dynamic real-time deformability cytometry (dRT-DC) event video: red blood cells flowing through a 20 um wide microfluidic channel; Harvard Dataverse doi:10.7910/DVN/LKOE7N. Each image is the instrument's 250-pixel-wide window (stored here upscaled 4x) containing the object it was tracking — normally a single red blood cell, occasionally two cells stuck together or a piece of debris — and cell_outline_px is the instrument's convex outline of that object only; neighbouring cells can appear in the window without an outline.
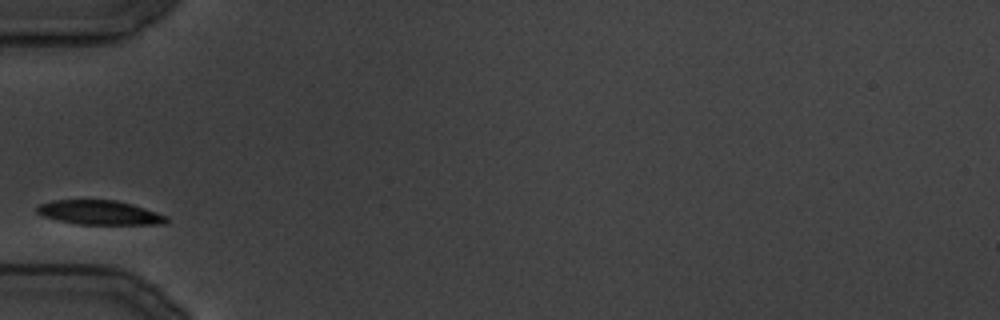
{"species": "common noctule bat (a hibernating species)", "species_latin": "Nyctalus noctula", "temperature_condition": "cold", "stored_images_in_passage": 70, "camera_frame_rate_fps": 3000, "um_per_image_px": 0.085, "animal": {"sex": "male", "body_mass_g": 19.5, "forearm_length_mm": 54.6}, "frame": {"image": 1, "passage_image": 1, "time_ms": 0.0, "image_size_px": [1000, 320], "cell_outline_px": [[168, 220], [164, 224], [80, 224], [56, 220], [40, 216], [36, 212], [36, 208], [40, 204], [52, 200], [116, 200], [132, 204], [156, 212], [164, 216]], "centroid_in_image_um": [8.39, 18.06], "position_along_channel_um": 76.6, "area_um2": 18.21}}
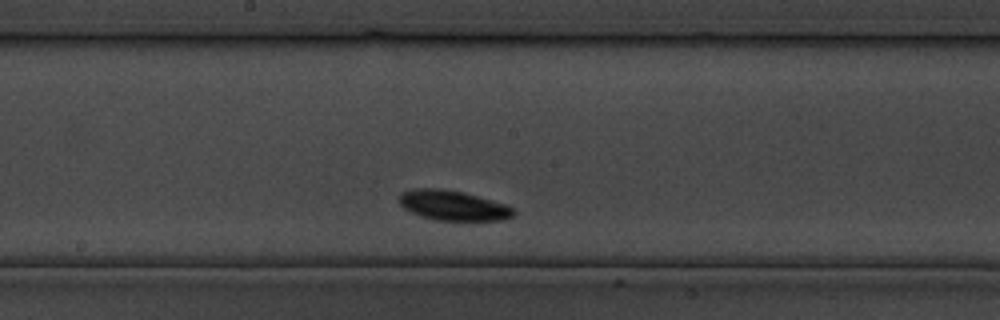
{"frame": {"image": 2, "passage_image": 29, "time_ms": 9.333, "image_size_px": [1000, 320], "cell_outline_px": [[516, 212], [512, 216], [504, 220], [436, 220], [420, 216], [404, 208], [400, 204], [400, 192], [412, 188], [440, 188], [460, 192], [476, 196], [504, 204], [512, 208]], "centroid_in_image_um": [38.47, 17.46], "position_along_channel_um": 209.7, "area_um2": 19.71}}
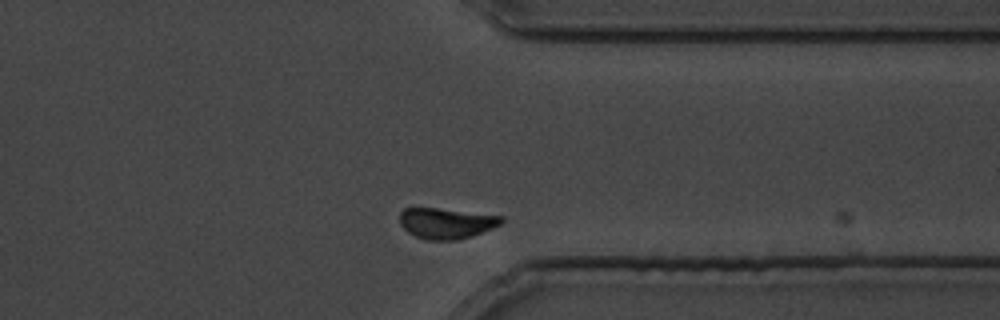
{"frame": {"image": 3, "passage_image": 63, "time_ms": 20.667, "image_size_px": [1000, 320], "cell_outline_px": [[504, 220], [500, 224], [492, 228], [472, 236], [456, 240], [424, 240], [408, 232], [400, 224], [400, 212], [404, 208], [436, 208], [504, 216]], "centroid_in_image_um": [37.93, 18.98], "position_along_channel_um": 373.5, "area_um2": 18.15}}